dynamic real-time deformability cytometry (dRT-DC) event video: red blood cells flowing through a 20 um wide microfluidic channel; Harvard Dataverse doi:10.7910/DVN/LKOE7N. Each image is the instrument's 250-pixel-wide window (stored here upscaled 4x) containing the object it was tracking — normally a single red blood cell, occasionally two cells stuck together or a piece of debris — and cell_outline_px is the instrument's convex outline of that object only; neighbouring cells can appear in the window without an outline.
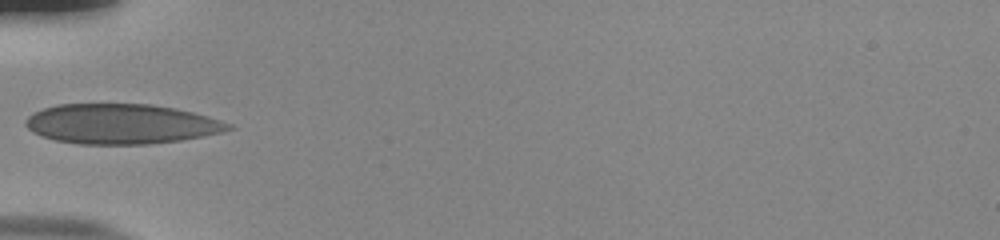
{"species": "human", "species_latin": "Homo sapiens", "temperature_condition": "room temperature", "stored_images_in_passage": 35, "camera_frame_rate_fps": 3000, "um_per_image_px": 0.085, "donor": {"sex": "male"}, "frame": {"image": 1, "passage_image": 1, "time_ms": 0.0, "image_size_px": [1000, 240], "cell_outline_px": [[236, 128], [220, 132], [180, 140], [148, 144], [80, 144], [56, 140], [32, 132], [24, 124], [24, 120], [32, 112], [56, 104], [148, 104], [172, 108], [192, 112], [232, 124]], "centroid_in_image_um": [10.25, 10.53], "position_along_channel_um": 74.7, "area_um2": 46.93}}
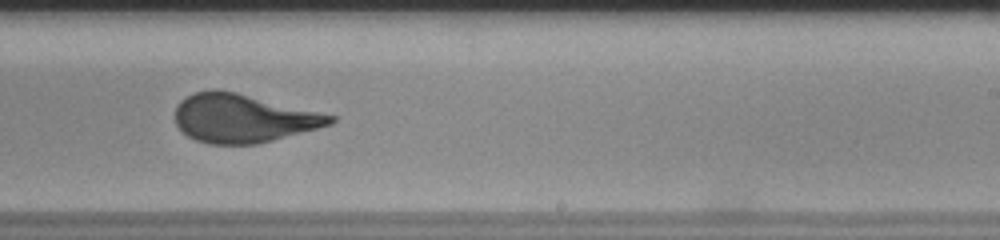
{"frame": {"image": 2, "passage_image": 16, "time_ms": 5.0, "image_size_px": [1000, 240], "cell_outline_px": [[336, 120], [332, 124], [272, 140], [256, 144], [208, 144], [196, 140], [188, 136], [176, 124], [176, 108], [180, 100], [196, 92], [212, 88], [216, 88], [236, 92], [336, 116]], "centroid_in_image_um": [20.64, 10.04], "position_along_channel_um": 268.4, "area_um2": 43.47}}
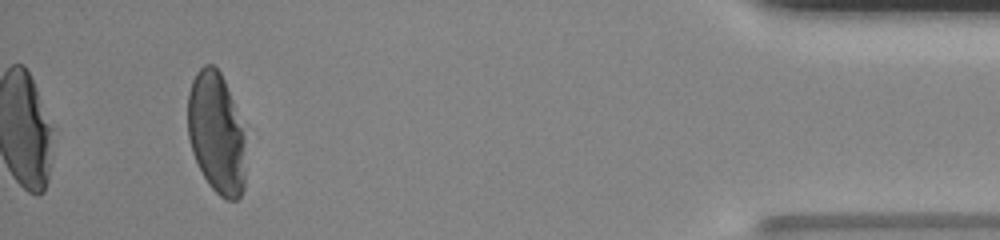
{"frame": {"image": 3, "passage_image": 32, "time_ms": 10.333, "image_size_px": [1000, 240], "cell_outline_px": [[244, 188], [240, 196], [236, 200], [228, 200], [220, 196], [208, 184], [192, 152], [188, 136], [188, 92], [192, 80], [196, 72], [204, 64], [212, 64], [220, 72], [224, 80], [232, 100], [244, 136]], "centroid_in_image_um": [18.36, 11.32], "position_along_channel_um": 416.8, "area_um2": 40.46}, "authors_computed_cell_mechanics": {"area_um2": 43.8702, "velocity_mm_per_s": 3.8704, "shape_relaxation_time_tau1_ms": 8.061, "shape_relaxation_time_tau2_ms": null, "deformation_change_tau1": 0.2432, "deformation_change_tau2": null}}